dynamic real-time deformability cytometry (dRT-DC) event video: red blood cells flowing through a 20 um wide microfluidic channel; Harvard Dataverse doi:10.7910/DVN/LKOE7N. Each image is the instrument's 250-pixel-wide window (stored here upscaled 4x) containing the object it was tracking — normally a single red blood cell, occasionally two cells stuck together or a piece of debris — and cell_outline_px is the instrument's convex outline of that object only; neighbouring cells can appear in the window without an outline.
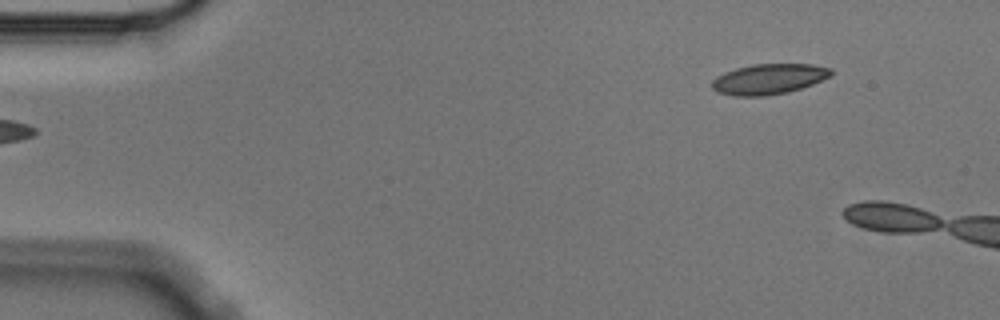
{"species": "Egyptian fruit bat (a non-hibernating species)", "species_latin": "Rousettus aegyptiacus", "temperature_condition": "cold", "stored_images_in_passage": 2, "camera_frame_rate_fps": 3000, "um_per_image_px": 0.085, "animal": {"sex": "male"}, "frame": {"image": 1, "passage_image": 1, "time_ms": 0.0, "image_size_px": [1000, 320], "cell_outline_px": [[832, 76], [812, 84], [788, 92], [764, 96], [732, 96], [716, 92], [712, 88], [712, 80], [716, 76], [724, 72], [736, 68], [752, 64], [812, 64], [832, 68]], "centroid_in_image_um": [65.33, 6.72], "position_along_channel_um": 19.7, "area_um2": 21.27}}